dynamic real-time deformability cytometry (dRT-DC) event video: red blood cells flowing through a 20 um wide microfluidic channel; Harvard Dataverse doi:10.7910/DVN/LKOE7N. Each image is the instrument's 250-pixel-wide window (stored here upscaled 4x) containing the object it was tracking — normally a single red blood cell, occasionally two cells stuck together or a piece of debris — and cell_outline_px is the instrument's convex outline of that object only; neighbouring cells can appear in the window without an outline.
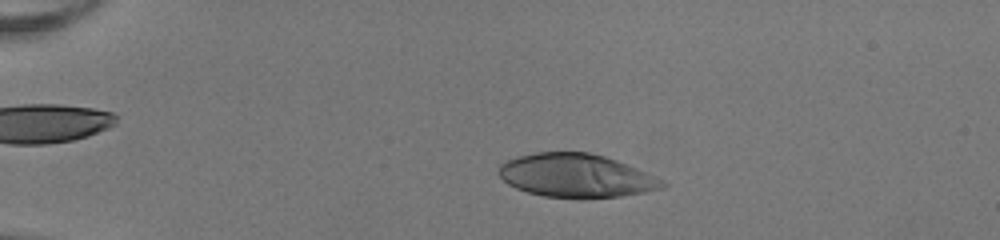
{"species": "human", "species_latin": "Homo sapiens", "temperature_condition": "room temperature", "stored_images_in_passage": 50, "camera_frame_rate_fps": 3000, "um_per_image_px": 0.085, "donor": {"sex": "female"}, "frame": {"image": 1, "passage_image": 11, "time_ms": 3.333, "image_size_px": [1000, 240], "cell_outline_px": [[668, 184], [664, 188], [644, 192], [620, 196], [584, 200], [580, 200], [544, 196], [528, 192], [516, 188], [508, 184], [496, 172], [500, 164], [508, 160], [520, 156], [536, 152], [588, 152], [604, 156], [616, 160], [656, 176], [664, 180]], "centroid_in_image_um": [48.99, 14.95], "position_along_channel_um": 36.0, "area_um2": 41.91}}
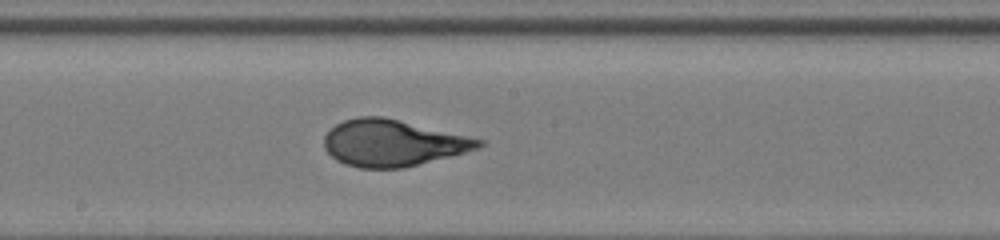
{"frame": {"image": 2, "passage_image": 29, "time_ms": 9.333, "image_size_px": [1000, 240], "cell_outline_px": [[488, 140], [480, 148], [404, 168], [356, 168], [344, 164], [336, 160], [324, 148], [324, 136], [336, 124], [344, 120], [360, 116], [384, 116]], "centroid_in_image_um": [33.41, 12.15], "position_along_channel_um": 214.8, "area_um2": 42.19}}
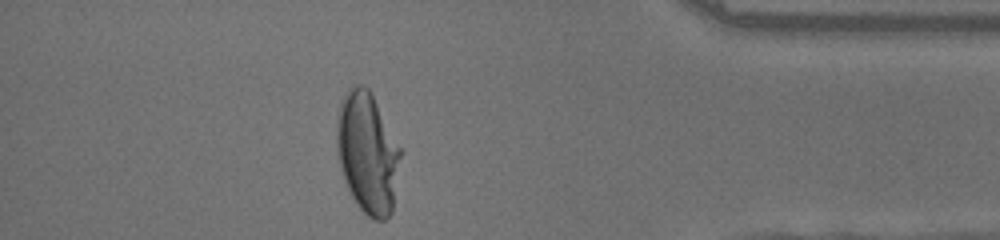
{"frame": {"image": 3, "passage_image": 45, "time_ms": 14.667, "image_size_px": [1000, 240], "cell_outline_px": [[404, 152], [392, 212], [384, 220], [372, 220], [356, 204], [344, 180], [340, 168], [336, 152], [336, 120], [340, 100], [344, 92], [352, 84], [364, 84], [368, 88], [404, 148]], "centroid_in_image_um": [31.27, 12.95], "position_along_channel_um": 403.9, "area_um2": 46.64}, "authors_computed_cell_mechanics": {"area_um2": 42.483, "velocity_mm_per_s": 4.0725, "shape_relaxation_time_tau1_ms": 5.3527, "shape_relaxation_time_tau2_ms": null, "deformation_change_tau1": 0.2731, "deformation_change_tau2": null}}